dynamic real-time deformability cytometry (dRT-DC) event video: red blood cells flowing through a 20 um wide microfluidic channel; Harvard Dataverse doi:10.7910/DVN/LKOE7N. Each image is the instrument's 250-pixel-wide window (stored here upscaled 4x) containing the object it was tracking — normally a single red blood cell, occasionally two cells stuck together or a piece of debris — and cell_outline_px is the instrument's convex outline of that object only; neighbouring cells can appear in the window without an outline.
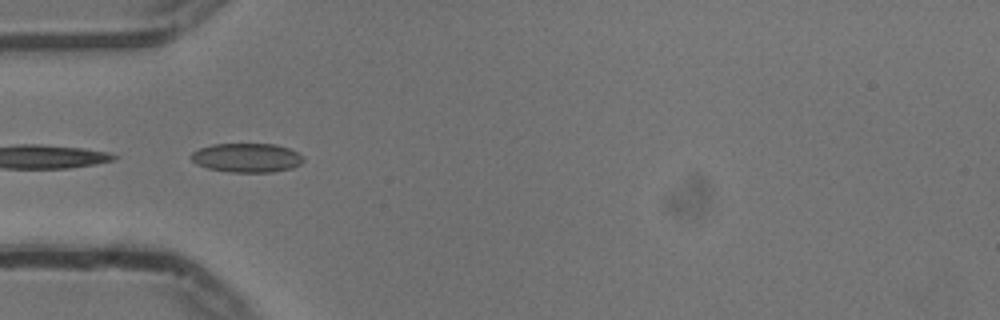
{"species": "common noctule bat (a hibernating species)", "species_latin": "Nyctalus noctula", "temperature_condition": "cold", "stored_images_in_passage": 11, "camera_frame_rate_fps": 3000, "um_per_image_px": 0.085, "animal": {"sex": "male", "body_mass_g": 13.3}, "frame": {"image": 1, "passage_image": 4, "time_ms": 1.0, "image_size_px": [1000, 320], "cell_outline_px": [[304, 160], [300, 164], [292, 168], [272, 172], [228, 172], [208, 168], [196, 164], [192, 160], [192, 152], [200, 148], [212, 144], [276, 144], [288, 148], [304, 156]], "centroid_in_image_um": [20.99, 13.41], "position_along_channel_um": 64.0, "area_um2": 19.02}}